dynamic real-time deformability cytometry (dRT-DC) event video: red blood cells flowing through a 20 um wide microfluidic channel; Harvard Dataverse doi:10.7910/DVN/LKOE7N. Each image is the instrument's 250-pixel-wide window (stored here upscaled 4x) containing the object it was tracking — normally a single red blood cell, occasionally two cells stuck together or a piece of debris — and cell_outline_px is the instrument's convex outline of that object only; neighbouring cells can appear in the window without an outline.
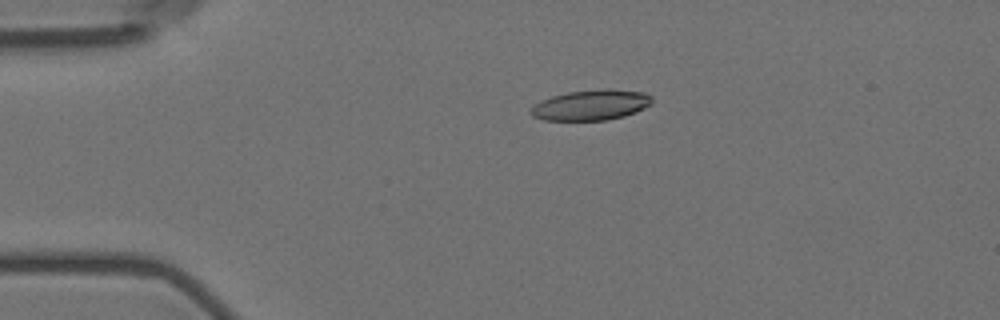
{"species": "Egyptian fruit bat (a non-hibernating species)", "species_latin": "Rousettus aegyptiacus", "temperature_condition": "room temperature", "stored_images_in_passage": 5, "camera_frame_rate_fps": 3000, "um_per_image_px": 0.085, "animal": {"sex": "female"}, "frame": {"image": 1, "passage_image": 3, "time_ms": 0.667, "image_size_px": [1000, 320], "cell_outline_px": [[652, 104], [636, 112], [624, 116], [608, 120], [544, 120], [532, 116], [528, 112], [540, 100], [552, 96], [568, 92], [600, 88], [612, 88], [644, 92], [652, 96]], "centroid_in_image_um": [50.26, 8.91], "position_along_channel_um": 34.7, "area_um2": 21.79}}